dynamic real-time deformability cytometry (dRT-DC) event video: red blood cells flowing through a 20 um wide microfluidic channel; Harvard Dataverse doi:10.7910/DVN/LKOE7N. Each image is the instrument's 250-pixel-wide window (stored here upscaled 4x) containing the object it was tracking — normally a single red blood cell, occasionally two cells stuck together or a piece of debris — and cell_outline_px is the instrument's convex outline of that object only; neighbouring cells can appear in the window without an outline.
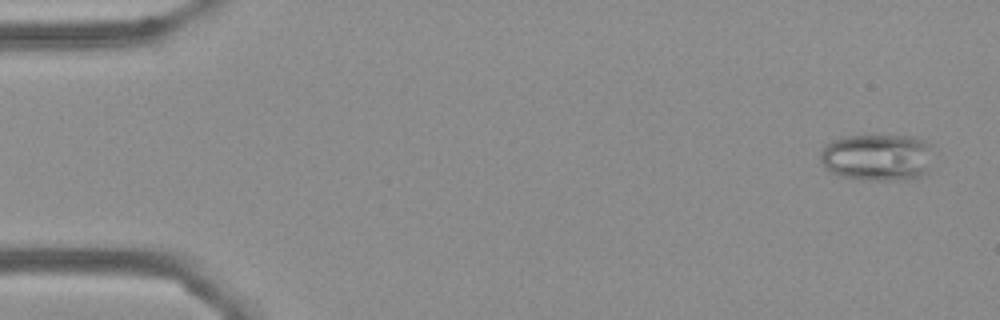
{"species": "Egyptian fruit bat (a non-hibernating species)", "species_latin": "Rousettus aegyptiacus", "temperature_condition": "cold", "stored_images_in_passage": 56, "camera_frame_rate_fps": 3000, "um_per_image_px": 0.085, "frame": {"image": 1, "passage_image": 3, "time_ms": 0.667, "image_size_px": [1000, 320], "cell_outline_px": [[932, 144], [928, 172], [924, 176], [916, 180], [860, 180], [840, 176], [832, 172], [820, 160], [820, 152], [824, 144], [832, 140], [844, 136], [912, 136], [928, 140]], "centroid_in_image_um": [74.62, 13.38], "position_along_channel_um": 10.4, "area_um2": 31.56}}
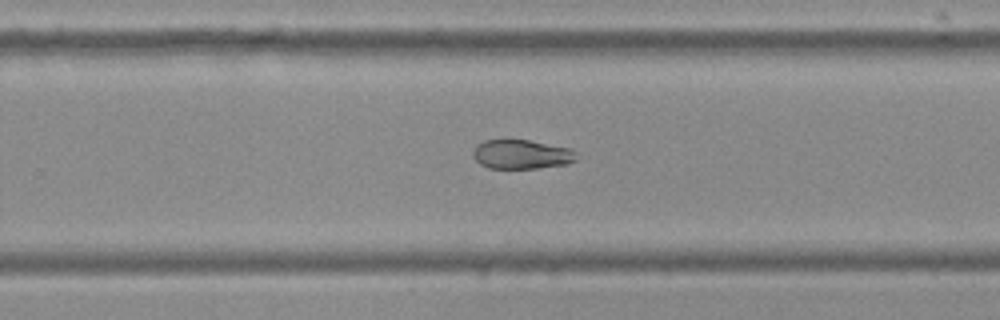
{"frame": {"image": 2, "passage_image": 36, "time_ms": 11.667, "image_size_px": [1000, 320], "cell_outline_px": [[576, 160], [568, 164], [536, 168], [488, 168], [480, 164], [472, 156], [472, 152], [476, 144], [484, 140], [528, 140], [572, 148], [576, 152]], "centroid_in_image_um": [44.32, 13.11], "position_along_channel_um": 285.5, "area_um2": 17.74}}
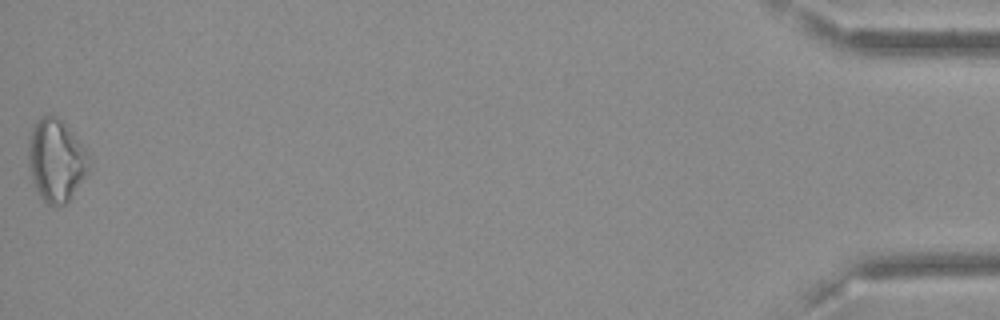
{"frame": {"image": 3, "passage_image": 56, "time_ms": 18.333, "image_size_px": [1000, 320], "cell_outline_px": [[92, 164], [68, 200], [64, 204], [56, 208], [48, 204], [40, 196], [32, 180], [28, 168], [28, 140], [32, 128], [40, 116], [52, 112], [72, 132], [84, 148]], "centroid_in_image_um": [4.73, 13.61], "position_along_channel_um": 430.5, "area_um2": 29.07}, "authors_computed_cell_mechanics": {"area_um2": 21.9351, "velocity_mm_per_s": 3.6309, "shape_relaxation_time_tau1_ms": null, "shape_relaxation_time_tau2_ms": 2.3083, "deformation_change_tau1": null, "deformation_change_tau2": 0.0566}}